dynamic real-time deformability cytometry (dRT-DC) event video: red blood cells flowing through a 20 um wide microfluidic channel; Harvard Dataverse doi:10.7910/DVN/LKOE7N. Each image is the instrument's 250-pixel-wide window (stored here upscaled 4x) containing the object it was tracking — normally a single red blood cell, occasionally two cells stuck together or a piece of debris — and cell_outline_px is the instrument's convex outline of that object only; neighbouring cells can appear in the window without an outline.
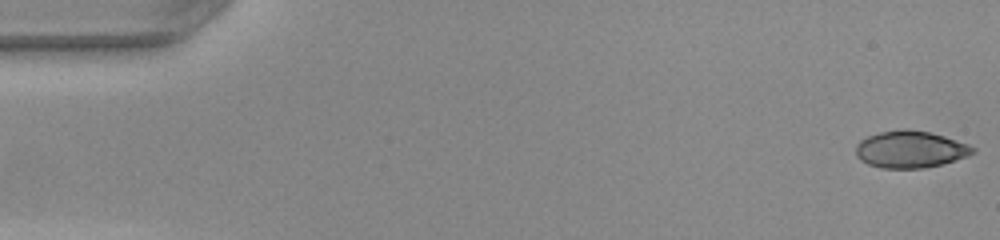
{"species": "common noctule bat (a hibernating species)", "species_latin": "Nyctalus noctula", "temperature_condition": "warm", "stored_images_in_passage": 49, "camera_frame_rate_fps": 3000, "um_per_image_px": 0.085, "animal": {"sex": "female", "body_mass_g": 22.0, "forearm_length_mm": 56.7}, "frame": {"image": 1, "passage_image": 1, "time_ms": 0.0, "image_size_px": [1000, 240], "cell_outline_px": [[976, 152], [968, 156], [940, 164], [924, 168], [880, 168], [868, 164], [860, 160], [856, 156], [856, 144], [860, 140], [868, 136], [880, 132], [904, 128], [928, 132], [944, 136], [968, 144], [976, 148]], "centroid_in_image_um": [77.36, 12.69], "position_along_channel_um": 7.6, "area_um2": 25.2}}
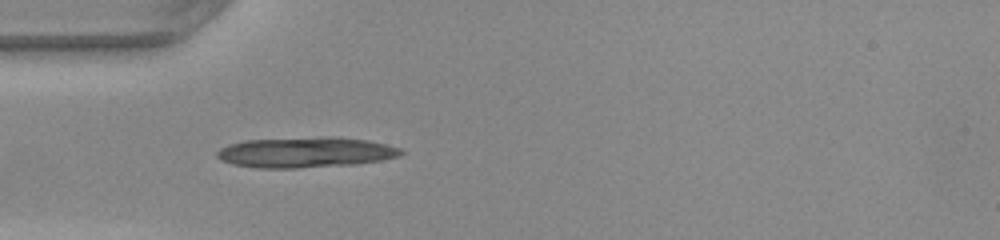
{"frame": {"image": 2, "passage_image": 15, "time_ms": 4.667, "image_size_px": [1000, 240], "cell_outline_px": [[404, 152], [400, 156], [380, 160], [356, 164], [296, 168], [256, 168], [232, 164], [220, 160], [216, 156], [216, 152], [220, 148], [228, 144], [248, 140], [324, 136], [368, 140], [400, 148]], "centroid_in_image_um": [25.94, 12.95], "position_along_channel_um": 59.1, "area_um2": 32.71}}